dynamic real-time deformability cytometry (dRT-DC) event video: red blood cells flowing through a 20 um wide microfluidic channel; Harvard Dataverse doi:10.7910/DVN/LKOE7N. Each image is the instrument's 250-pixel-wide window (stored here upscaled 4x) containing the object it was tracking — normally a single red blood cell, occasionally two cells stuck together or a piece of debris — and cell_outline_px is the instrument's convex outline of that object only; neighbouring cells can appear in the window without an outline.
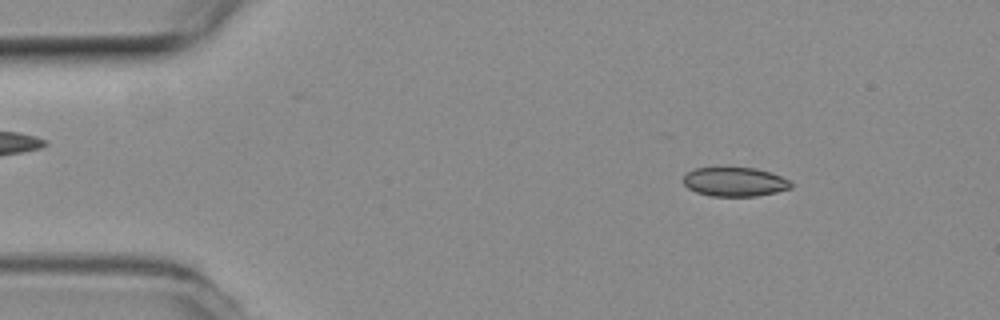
{"species": "common noctule bat (a hibernating species)", "species_latin": "Nyctalus noctula", "temperature_condition": "room temperature", "stored_images_in_passage": 52, "camera_frame_rate_fps": 3000, "um_per_image_px": 0.085, "animal": {"sex": "female", "body_mass_g": 19.3, "forearm_length_mm": 54.1}, "frame": {"image": 1, "passage_image": 7, "time_ms": 2.0, "image_size_px": [1000, 320], "cell_outline_px": [[792, 188], [776, 192], [756, 196], [712, 196], [696, 192], [688, 188], [684, 184], [684, 176], [692, 168], [756, 168], [780, 176], [788, 180], [792, 184]], "centroid_in_image_um": [62.44, 15.46], "position_along_channel_um": 22.6, "area_um2": 18.09}}
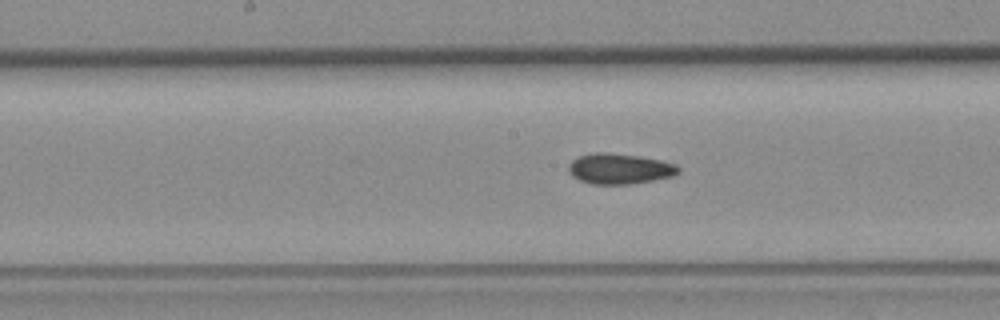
{"frame": {"image": 2, "passage_image": 26, "time_ms": 8.333, "image_size_px": [1000, 320], "cell_outline_px": [[680, 172], [672, 176], [652, 180], [628, 184], [592, 184], [580, 180], [572, 176], [568, 172], [568, 164], [572, 160], [580, 156], [596, 152], [604, 152], [640, 156], [660, 160], [676, 164], [680, 168]], "centroid_in_image_um": [52.65, 14.34], "position_along_channel_um": 195.5, "area_um2": 19.48}}
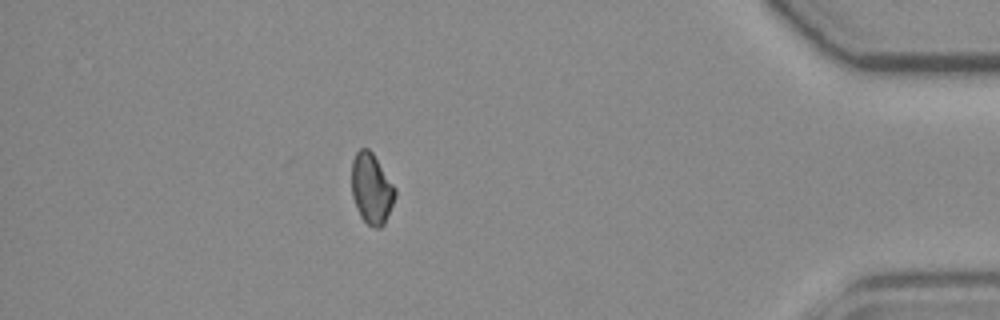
{"frame": {"image": 3, "passage_image": 46, "time_ms": 15.0, "image_size_px": [1000, 320], "cell_outline_px": [[396, 196], [384, 224], [380, 228], [376, 228], [368, 224], [360, 216], [356, 208], [352, 196], [352, 160], [356, 152], [360, 148], [368, 148], [372, 152], [396, 188]], "centroid_in_image_um": [31.58, 16.03], "position_along_channel_um": 403.6, "area_um2": 17.86}, "authors_computed_cell_mechanics": {"area_um2": 19.074, "velocity_mm_per_s": 3.8702, "shape_relaxation_time_tau1_ms": 6.24, "shape_relaxation_time_tau2_ms": 2.4392, "deformation_change_tau1": 0.0694, "deformation_change_tau2": 0.0548}}